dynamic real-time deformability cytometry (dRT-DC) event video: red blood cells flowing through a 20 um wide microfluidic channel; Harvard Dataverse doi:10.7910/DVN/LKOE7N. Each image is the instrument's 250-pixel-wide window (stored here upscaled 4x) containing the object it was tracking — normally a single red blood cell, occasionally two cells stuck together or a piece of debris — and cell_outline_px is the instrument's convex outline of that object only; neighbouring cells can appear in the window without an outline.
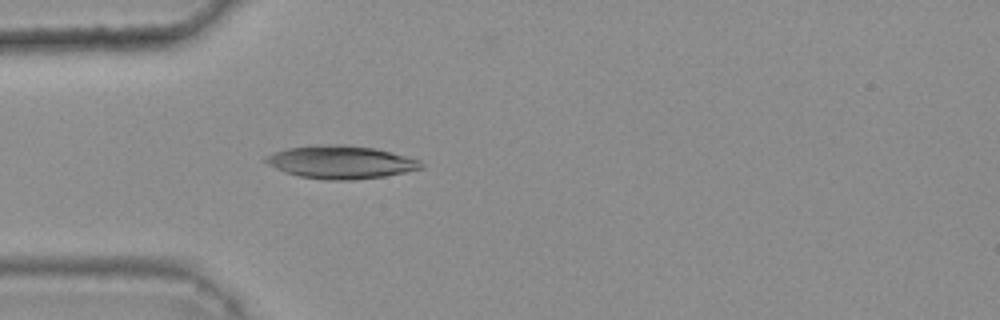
{"species": "common noctule bat (a hibernating species)", "species_latin": "Nyctalus noctula", "temperature_condition": "warm", "stored_images_in_passage": 42, "camera_frame_rate_fps": 3000, "um_per_image_px": 0.085, "animal": {"sex": "female", "body_mass_g": 25.1}, "frame": {"image": 1, "passage_image": 11, "time_ms": 3.333, "image_size_px": [1000, 320], "cell_outline_px": [[424, 168], [384, 176], [352, 180], [332, 180], [300, 176], [284, 172], [268, 164], [264, 160], [264, 156], [272, 152], [288, 148], [316, 144], [344, 144], [376, 148], [420, 160], [424, 164]], "centroid_in_image_um": [28.96, 13.76], "position_along_channel_um": 56.0, "area_um2": 29.94}}
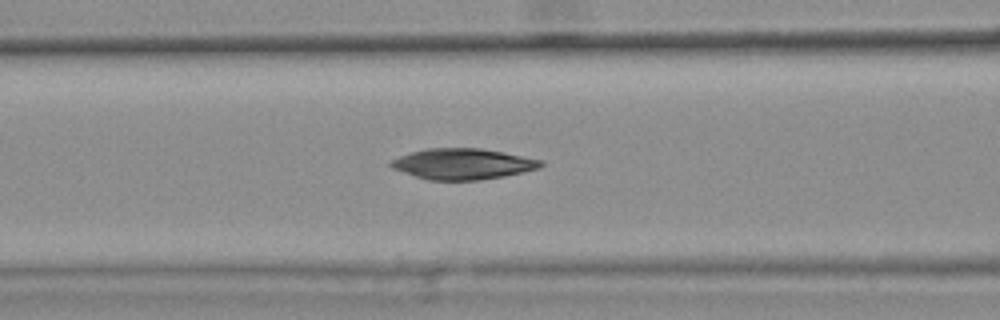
{"frame": {"image": 2, "passage_image": 17, "time_ms": 5.333, "image_size_px": [1000, 320], "cell_outline_px": [[544, 164], [540, 168], [504, 176], [480, 180], [428, 180], [392, 168], [388, 164], [392, 160], [400, 156], [412, 152], [428, 148], [480, 148], [504, 152], [544, 160]], "centroid_in_image_um": [39.37, 13.93], "position_along_channel_um": 127.2, "area_um2": 26.88}}
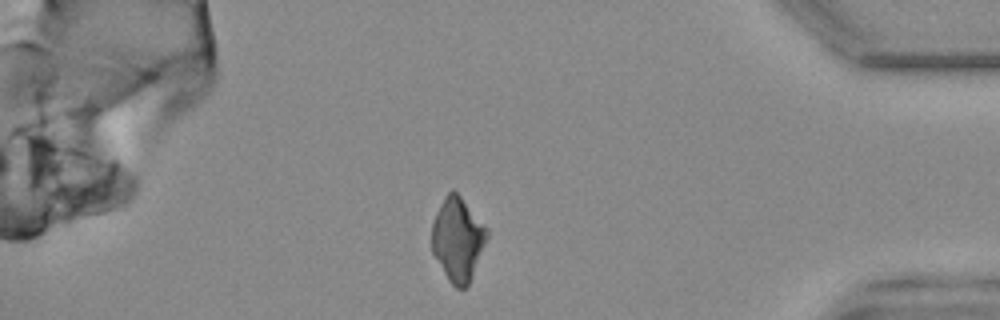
{"frame": {"image": 3, "passage_image": 41, "time_ms": 13.333, "image_size_px": [1000, 320], "cell_outline_px": [[488, 236], [468, 284], [464, 288], [456, 288], [448, 280], [432, 252], [432, 220], [444, 196], [452, 188], [460, 196], [488, 228]], "centroid_in_image_um": [38.89, 20.31], "position_along_channel_um": 396.3, "area_um2": 26.53}, "authors_computed_cell_mechanics": {"area_um2": 27.3105, "velocity_mm_per_s": 3.7735, "shape_relaxation_time_tau1_ms": 7.6091, "shape_relaxation_time_tau2_ms": null, "deformation_change_tau1": 0.135, "deformation_change_tau2": null}}